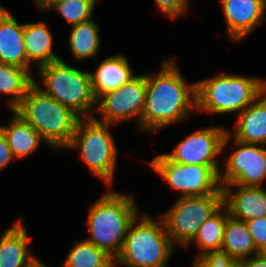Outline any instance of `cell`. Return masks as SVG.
<instances>
[{
    "label": "cell",
    "instance_id": "6da1fadb",
    "mask_svg": "<svg viewBox=\"0 0 266 267\" xmlns=\"http://www.w3.org/2000/svg\"><path fill=\"white\" fill-rule=\"evenodd\" d=\"M158 74H147L141 130L156 131L185 120L197 110L196 82L186 84L174 60H165Z\"/></svg>",
    "mask_w": 266,
    "mask_h": 267
},
{
    "label": "cell",
    "instance_id": "7a4b0ae2",
    "mask_svg": "<svg viewBox=\"0 0 266 267\" xmlns=\"http://www.w3.org/2000/svg\"><path fill=\"white\" fill-rule=\"evenodd\" d=\"M13 111L29 123L45 143L56 149L70 145L81 119L72 109L46 94L35 80Z\"/></svg>",
    "mask_w": 266,
    "mask_h": 267
},
{
    "label": "cell",
    "instance_id": "3957f363",
    "mask_svg": "<svg viewBox=\"0 0 266 267\" xmlns=\"http://www.w3.org/2000/svg\"><path fill=\"white\" fill-rule=\"evenodd\" d=\"M139 215L131 195L107 192L89 208L87 241L117 258L131 222Z\"/></svg>",
    "mask_w": 266,
    "mask_h": 267
},
{
    "label": "cell",
    "instance_id": "277c9868",
    "mask_svg": "<svg viewBox=\"0 0 266 267\" xmlns=\"http://www.w3.org/2000/svg\"><path fill=\"white\" fill-rule=\"evenodd\" d=\"M266 90V80L244 75L219 74L197 81L198 112L241 113Z\"/></svg>",
    "mask_w": 266,
    "mask_h": 267
},
{
    "label": "cell",
    "instance_id": "5b68a950",
    "mask_svg": "<svg viewBox=\"0 0 266 267\" xmlns=\"http://www.w3.org/2000/svg\"><path fill=\"white\" fill-rule=\"evenodd\" d=\"M174 248L161 217L154 221L148 214L137 215L116 259L125 267H165Z\"/></svg>",
    "mask_w": 266,
    "mask_h": 267
},
{
    "label": "cell",
    "instance_id": "8992f818",
    "mask_svg": "<svg viewBox=\"0 0 266 267\" xmlns=\"http://www.w3.org/2000/svg\"><path fill=\"white\" fill-rule=\"evenodd\" d=\"M37 71L46 94L72 109L81 118L94 117L89 110L97 106V100L89 72L70 66L63 59L45 64Z\"/></svg>",
    "mask_w": 266,
    "mask_h": 267
},
{
    "label": "cell",
    "instance_id": "52a82bcc",
    "mask_svg": "<svg viewBox=\"0 0 266 267\" xmlns=\"http://www.w3.org/2000/svg\"><path fill=\"white\" fill-rule=\"evenodd\" d=\"M86 120V121H85ZM110 125L94 117L81 118L67 149H79L80 158L108 187L113 183L117 147Z\"/></svg>",
    "mask_w": 266,
    "mask_h": 267
},
{
    "label": "cell",
    "instance_id": "ba28073f",
    "mask_svg": "<svg viewBox=\"0 0 266 267\" xmlns=\"http://www.w3.org/2000/svg\"><path fill=\"white\" fill-rule=\"evenodd\" d=\"M223 206V194L186 196L176 200L161 218L171 242L183 247L191 244L200 225Z\"/></svg>",
    "mask_w": 266,
    "mask_h": 267
},
{
    "label": "cell",
    "instance_id": "9c48e42d",
    "mask_svg": "<svg viewBox=\"0 0 266 267\" xmlns=\"http://www.w3.org/2000/svg\"><path fill=\"white\" fill-rule=\"evenodd\" d=\"M170 185L171 190L181 192V197L223 194L219 175L208 165H188L171 161L165 154L149 163Z\"/></svg>",
    "mask_w": 266,
    "mask_h": 267
},
{
    "label": "cell",
    "instance_id": "30bf717a",
    "mask_svg": "<svg viewBox=\"0 0 266 267\" xmlns=\"http://www.w3.org/2000/svg\"><path fill=\"white\" fill-rule=\"evenodd\" d=\"M146 86L147 74L136 75L116 90L102 95L97 100L95 108L102 114V119L94 118L111 125L137 118L140 131L145 108Z\"/></svg>",
    "mask_w": 266,
    "mask_h": 267
},
{
    "label": "cell",
    "instance_id": "8fae6325",
    "mask_svg": "<svg viewBox=\"0 0 266 267\" xmlns=\"http://www.w3.org/2000/svg\"><path fill=\"white\" fill-rule=\"evenodd\" d=\"M220 126L198 129L165 154L171 161L188 165H208L218 175L221 172L216 157L223 152L232 135Z\"/></svg>",
    "mask_w": 266,
    "mask_h": 267
},
{
    "label": "cell",
    "instance_id": "7c38bea8",
    "mask_svg": "<svg viewBox=\"0 0 266 267\" xmlns=\"http://www.w3.org/2000/svg\"><path fill=\"white\" fill-rule=\"evenodd\" d=\"M233 142L237 148L226 159L223 174L219 173L220 187L228 183L262 187L266 180V148L236 139Z\"/></svg>",
    "mask_w": 266,
    "mask_h": 267
},
{
    "label": "cell",
    "instance_id": "4fadbf2b",
    "mask_svg": "<svg viewBox=\"0 0 266 267\" xmlns=\"http://www.w3.org/2000/svg\"><path fill=\"white\" fill-rule=\"evenodd\" d=\"M228 36L241 41L251 34L266 15V0H219Z\"/></svg>",
    "mask_w": 266,
    "mask_h": 267
},
{
    "label": "cell",
    "instance_id": "5bb4252c",
    "mask_svg": "<svg viewBox=\"0 0 266 267\" xmlns=\"http://www.w3.org/2000/svg\"><path fill=\"white\" fill-rule=\"evenodd\" d=\"M236 186L238 189L233 192V187ZM221 188L223 191V205L227 208L231 217L246 222L266 216L265 187L228 183Z\"/></svg>",
    "mask_w": 266,
    "mask_h": 267
},
{
    "label": "cell",
    "instance_id": "9a60e30c",
    "mask_svg": "<svg viewBox=\"0 0 266 267\" xmlns=\"http://www.w3.org/2000/svg\"><path fill=\"white\" fill-rule=\"evenodd\" d=\"M0 63L11 64L32 73V65L27 61L23 42V24H18L15 16L0 5Z\"/></svg>",
    "mask_w": 266,
    "mask_h": 267
},
{
    "label": "cell",
    "instance_id": "2e32d148",
    "mask_svg": "<svg viewBox=\"0 0 266 267\" xmlns=\"http://www.w3.org/2000/svg\"><path fill=\"white\" fill-rule=\"evenodd\" d=\"M233 139L244 143L266 144V90L237 115Z\"/></svg>",
    "mask_w": 266,
    "mask_h": 267
},
{
    "label": "cell",
    "instance_id": "e0dca14e",
    "mask_svg": "<svg viewBox=\"0 0 266 267\" xmlns=\"http://www.w3.org/2000/svg\"><path fill=\"white\" fill-rule=\"evenodd\" d=\"M93 94L98 100L102 95L116 90L130 81L134 76L128 60L123 55H114L105 58L91 73Z\"/></svg>",
    "mask_w": 266,
    "mask_h": 267
},
{
    "label": "cell",
    "instance_id": "ac0fdd59",
    "mask_svg": "<svg viewBox=\"0 0 266 267\" xmlns=\"http://www.w3.org/2000/svg\"><path fill=\"white\" fill-rule=\"evenodd\" d=\"M29 242L22 220L6 229L0 237V267H30L37 258L30 254Z\"/></svg>",
    "mask_w": 266,
    "mask_h": 267
},
{
    "label": "cell",
    "instance_id": "d6986e66",
    "mask_svg": "<svg viewBox=\"0 0 266 267\" xmlns=\"http://www.w3.org/2000/svg\"><path fill=\"white\" fill-rule=\"evenodd\" d=\"M52 37L45 22L23 24V42L27 61L30 64L34 63L37 69L61 59L52 50Z\"/></svg>",
    "mask_w": 266,
    "mask_h": 267
},
{
    "label": "cell",
    "instance_id": "ffe728a7",
    "mask_svg": "<svg viewBox=\"0 0 266 267\" xmlns=\"http://www.w3.org/2000/svg\"><path fill=\"white\" fill-rule=\"evenodd\" d=\"M7 126H0L15 159H21L34 153L43 140L40 134L18 114Z\"/></svg>",
    "mask_w": 266,
    "mask_h": 267
},
{
    "label": "cell",
    "instance_id": "44dd1931",
    "mask_svg": "<svg viewBox=\"0 0 266 267\" xmlns=\"http://www.w3.org/2000/svg\"><path fill=\"white\" fill-rule=\"evenodd\" d=\"M221 251L238 262L259 254L245 221L227 217Z\"/></svg>",
    "mask_w": 266,
    "mask_h": 267
},
{
    "label": "cell",
    "instance_id": "7402d4cb",
    "mask_svg": "<svg viewBox=\"0 0 266 267\" xmlns=\"http://www.w3.org/2000/svg\"><path fill=\"white\" fill-rule=\"evenodd\" d=\"M93 20L71 26L68 43L78 61L95 57L100 50L99 25Z\"/></svg>",
    "mask_w": 266,
    "mask_h": 267
},
{
    "label": "cell",
    "instance_id": "603a6c76",
    "mask_svg": "<svg viewBox=\"0 0 266 267\" xmlns=\"http://www.w3.org/2000/svg\"><path fill=\"white\" fill-rule=\"evenodd\" d=\"M229 212L223 205L215 214L200 225L197 235L191 241L199 249L197 256L205 255L210 251H221L224 228Z\"/></svg>",
    "mask_w": 266,
    "mask_h": 267
},
{
    "label": "cell",
    "instance_id": "cb8c5ba5",
    "mask_svg": "<svg viewBox=\"0 0 266 267\" xmlns=\"http://www.w3.org/2000/svg\"><path fill=\"white\" fill-rule=\"evenodd\" d=\"M33 82L32 74L26 69L0 63V93L12 95L8 100V106L11 111L20 104L28 87Z\"/></svg>",
    "mask_w": 266,
    "mask_h": 267
},
{
    "label": "cell",
    "instance_id": "d4e9b609",
    "mask_svg": "<svg viewBox=\"0 0 266 267\" xmlns=\"http://www.w3.org/2000/svg\"><path fill=\"white\" fill-rule=\"evenodd\" d=\"M112 259L106 251L85 239L73 245L62 267H103Z\"/></svg>",
    "mask_w": 266,
    "mask_h": 267
},
{
    "label": "cell",
    "instance_id": "484cf974",
    "mask_svg": "<svg viewBox=\"0 0 266 267\" xmlns=\"http://www.w3.org/2000/svg\"><path fill=\"white\" fill-rule=\"evenodd\" d=\"M98 0H60L48 8L57 12L71 25L93 18V10Z\"/></svg>",
    "mask_w": 266,
    "mask_h": 267
},
{
    "label": "cell",
    "instance_id": "4316f807",
    "mask_svg": "<svg viewBox=\"0 0 266 267\" xmlns=\"http://www.w3.org/2000/svg\"><path fill=\"white\" fill-rule=\"evenodd\" d=\"M193 267H239V262L235 261L224 251H210L205 255L195 257Z\"/></svg>",
    "mask_w": 266,
    "mask_h": 267
},
{
    "label": "cell",
    "instance_id": "83f0119b",
    "mask_svg": "<svg viewBox=\"0 0 266 267\" xmlns=\"http://www.w3.org/2000/svg\"><path fill=\"white\" fill-rule=\"evenodd\" d=\"M256 250L260 253L266 248V216L246 221Z\"/></svg>",
    "mask_w": 266,
    "mask_h": 267
},
{
    "label": "cell",
    "instance_id": "f1b7e54d",
    "mask_svg": "<svg viewBox=\"0 0 266 267\" xmlns=\"http://www.w3.org/2000/svg\"><path fill=\"white\" fill-rule=\"evenodd\" d=\"M190 0H154L155 5L169 18L175 19L186 14Z\"/></svg>",
    "mask_w": 266,
    "mask_h": 267
},
{
    "label": "cell",
    "instance_id": "f546056e",
    "mask_svg": "<svg viewBox=\"0 0 266 267\" xmlns=\"http://www.w3.org/2000/svg\"><path fill=\"white\" fill-rule=\"evenodd\" d=\"M15 160L12 151L8 145L6 137L4 136L3 132L0 130V171L7 167V165L12 161Z\"/></svg>",
    "mask_w": 266,
    "mask_h": 267
},
{
    "label": "cell",
    "instance_id": "4dcf8cb0",
    "mask_svg": "<svg viewBox=\"0 0 266 267\" xmlns=\"http://www.w3.org/2000/svg\"><path fill=\"white\" fill-rule=\"evenodd\" d=\"M239 267H266V259L259 253L239 261Z\"/></svg>",
    "mask_w": 266,
    "mask_h": 267
},
{
    "label": "cell",
    "instance_id": "1f68e13d",
    "mask_svg": "<svg viewBox=\"0 0 266 267\" xmlns=\"http://www.w3.org/2000/svg\"><path fill=\"white\" fill-rule=\"evenodd\" d=\"M60 0H35L37 3V6L40 10H45L52 6L54 3L58 2Z\"/></svg>",
    "mask_w": 266,
    "mask_h": 267
},
{
    "label": "cell",
    "instance_id": "d6a6232c",
    "mask_svg": "<svg viewBox=\"0 0 266 267\" xmlns=\"http://www.w3.org/2000/svg\"><path fill=\"white\" fill-rule=\"evenodd\" d=\"M30 267H47V265L37 258Z\"/></svg>",
    "mask_w": 266,
    "mask_h": 267
},
{
    "label": "cell",
    "instance_id": "836d02e7",
    "mask_svg": "<svg viewBox=\"0 0 266 267\" xmlns=\"http://www.w3.org/2000/svg\"><path fill=\"white\" fill-rule=\"evenodd\" d=\"M119 261L116 258H113L108 264L103 267H116Z\"/></svg>",
    "mask_w": 266,
    "mask_h": 267
},
{
    "label": "cell",
    "instance_id": "e575fe53",
    "mask_svg": "<svg viewBox=\"0 0 266 267\" xmlns=\"http://www.w3.org/2000/svg\"><path fill=\"white\" fill-rule=\"evenodd\" d=\"M260 253L266 259V248L263 251H261Z\"/></svg>",
    "mask_w": 266,
    "mask_h": 267
}]
</instances>
